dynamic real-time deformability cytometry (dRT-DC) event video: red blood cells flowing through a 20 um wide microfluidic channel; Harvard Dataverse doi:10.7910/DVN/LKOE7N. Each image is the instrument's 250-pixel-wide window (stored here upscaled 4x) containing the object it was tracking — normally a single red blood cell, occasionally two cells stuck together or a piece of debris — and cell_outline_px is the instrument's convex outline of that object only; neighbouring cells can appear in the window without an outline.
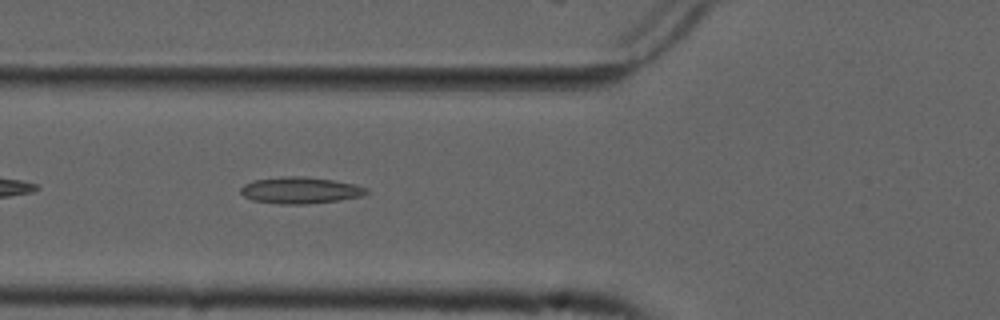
{"species": "common noctule bat (a hibernating species)", "species_latin": "Nyctalus noctula", "temperature_condition": "cold", "stored_images_in_passage": 38, "camera_frame_rate_fps": 3000, "um_per_image_px": 0.085, "animal": {"sex": "male", "forearm_length_mm": 52.5}, "frame": {"image": 1, "passage_image": 6, "time_ms": 1.667, "image_size_px": [1000, 320], "cell_outline_px": [[368, 192], [360, 196], [340, 200], [308, 204], [280, 204], [252, 200], [244, 196], [240, 192], [240, 188], [244, 184], [252, 180], [288, 176], [304, 176], [332, 180], [352, 184], [368, 188]], "centroid_in_image_um": [25.48, 16.18], "position_along_channel_um": 100.3, "area_um2": 19.36}}
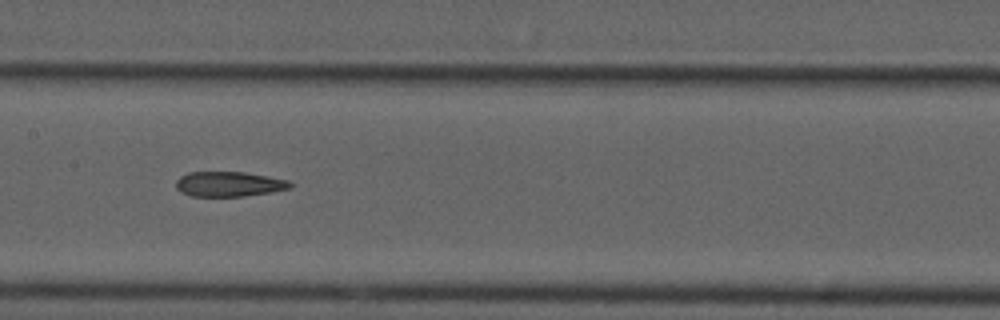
{"frame": {"image": 2, "passage_image": 13, "time_ms": 4.0, "image_size_px": [1000, 320], "cell_outline_px": [[292, 188], [272, 192], [244, 196], [192, 196], [180, 192], [176, 188], [176, 180], [180, 176], [188, 172], [244, 172], [268, 176], [288, 180], [292, 184]], "centroid_in_image_um": [19.46, 15.64], "position_along_channel_um": 187.9, "area_um2": 16.7}}
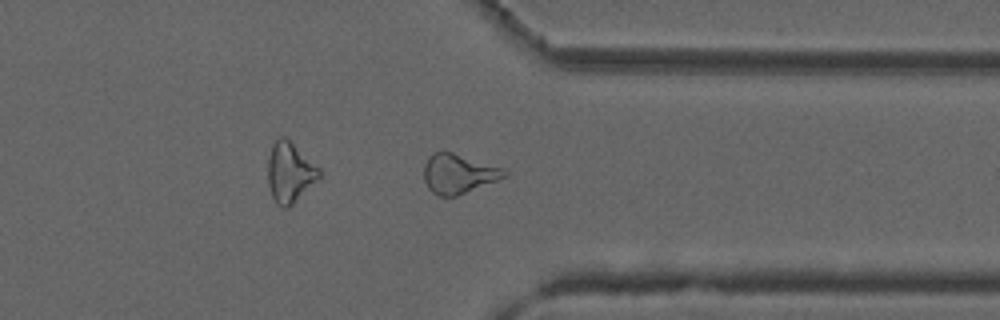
{"frame": {"image": 3, "passage_image": 28, "time_ms": 9.0, "image_size_px": [1000, 320], "cell_outline_px": [[508, 172], [504, 176], [496, 180], [456, 196], [436, 196], [428, 188], [424, 180], [424, 164], [428, 156], [432, 152], [452, 152], [504, 168]], "centroid_in_image_um": [38.92, 14.76], "position_along_channel_um": 372.5, "area_um2": 18.32}}